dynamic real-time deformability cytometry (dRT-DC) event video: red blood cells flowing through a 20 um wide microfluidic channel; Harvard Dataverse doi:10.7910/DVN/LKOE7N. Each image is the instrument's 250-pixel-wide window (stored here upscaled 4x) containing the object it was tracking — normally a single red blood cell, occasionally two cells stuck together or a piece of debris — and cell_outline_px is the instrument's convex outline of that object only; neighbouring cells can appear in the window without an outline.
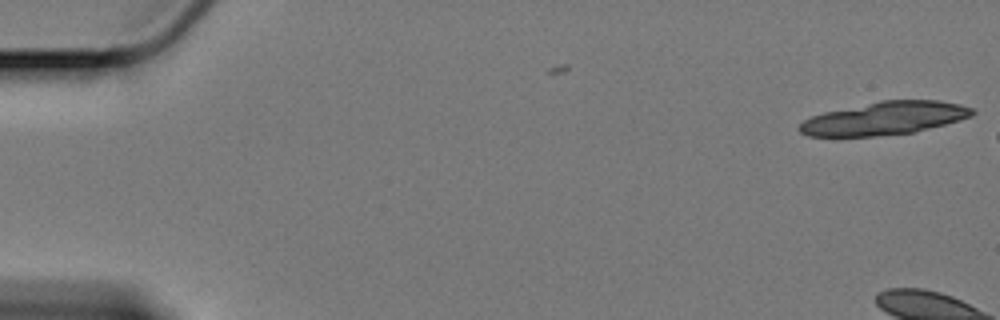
{"species": "Egyptian fruit bat (a non-hibernating species)", "species_latin": "Rousettus aegyptiacus", "temperature_condition": "cold", "stored_images_in_passage": 8, "camera_frame_rate_fps": 3000, "um_per_image_px": 0.085, "animal": {"sex": "female"}, "frame": {"image": 1, "passage_image": 8, "time_ms": 2.333, "image_size_px": [1000, 320], "cell_outline_px": [[976, 112], [972, 116], [960, 120], [916, 132], [876, 136], [808, 136], [800, 132], [796, 128], [804, 120], [812, 116], [824, 112], [880, 100], [940, 100], [960, 104], [972, 108]], "centroid_in_image_um": [75.2, 10.05], "position_along_channel_um": 9.8, "area_um2": 33.41}}